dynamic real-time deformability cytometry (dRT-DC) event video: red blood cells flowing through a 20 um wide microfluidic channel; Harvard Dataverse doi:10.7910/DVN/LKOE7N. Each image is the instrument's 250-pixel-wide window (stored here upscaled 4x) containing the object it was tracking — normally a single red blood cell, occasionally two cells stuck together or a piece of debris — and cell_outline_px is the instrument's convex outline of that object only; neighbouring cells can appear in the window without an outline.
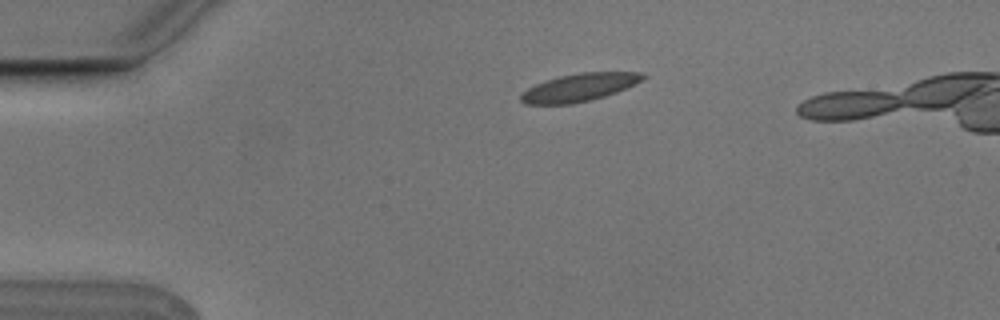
{"species": "Egyptian fruit bat (a non-hibernating species)", "species_latin": "Rousettus aegyptiacus", "temperature_condition": "cold", "stored_images_in_passage": 4, "camera_frame_rate_fps": 3000, "um_per_image_px": 0.085, "animal": {"sex": "male"}, "frame": {"image": 1, "passage_image": 1, "time_ms": 0.0, "image_size_px": [1000, 320], "cell_outline_px": [[648, 76], [616, 92], [592, 100], [572, 104], [524, 104], [520, 100], [520, 96], [528, 88], [544, 80], [560, 76], [580, 72], [644, 72]], "centroid_in_image_um": [49.22, 7.43], "position_along_channel_um": 35.8, "area_um2": 19.65}}
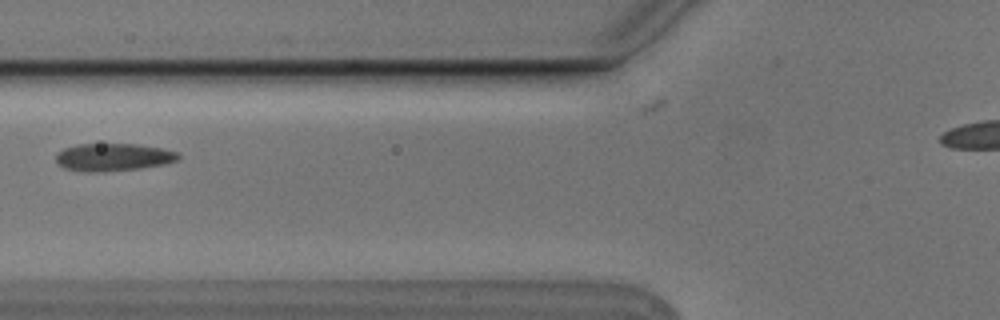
{"frame": {"image": 2, "passage_image": 3, "time_ms": 0.667, "image_size_px": [1000, 320], "cell_outline_px": [[180, 160], [164, 164], [140, 168], [104, 172], [84, 172], [64, 168], [56, 160], [56, 152], [64, 148], [76, 144], [136, 144], [164, 148], [180, 152]], "centroid_in_image_um": [9.66, 13.35], "position_along_channel_um": 116.1, "area_um2": 20.0}}